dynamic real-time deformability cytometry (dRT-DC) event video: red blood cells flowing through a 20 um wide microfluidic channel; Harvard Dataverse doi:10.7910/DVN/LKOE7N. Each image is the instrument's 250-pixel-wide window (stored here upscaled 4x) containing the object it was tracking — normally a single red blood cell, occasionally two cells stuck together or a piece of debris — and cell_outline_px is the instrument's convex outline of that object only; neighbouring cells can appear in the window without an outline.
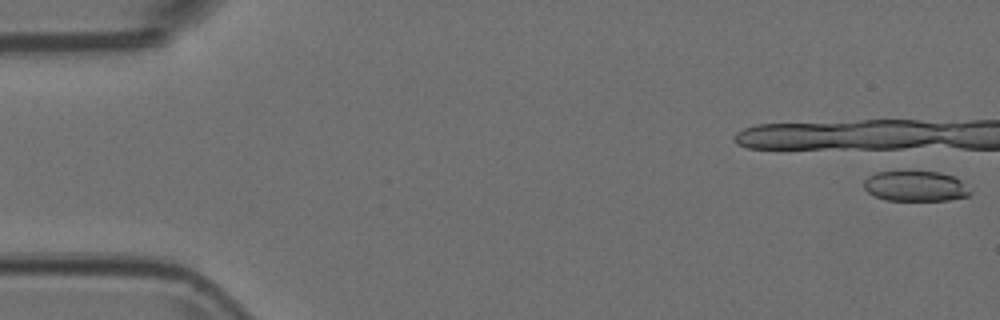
{"species": "Egyptian fruit bat (a non-hibernating species)", "species_latin": "Rousettus aegyptiacus", "temperature_condition": "room temperature", "stored_images_in_passage": 2, "camera_frame_rate_fps": 3000, "um_per_image_px": 0.085, "animal": {"sex": "female"}, "frame": {"image": 1, "passage_image": 1, "time_ms": 0.0, "image_size_px": [1000, 320], "cell_outline_px": [[972, 192], [968, 196], [948, 200], [884, 200], [868, 192], [864, 188], [864, 180], [868, 176], [876, 172], [940, 172], [956, 176]], "centroid_in_image_um": [77.83, 15.82], "position_along_channel_um": 7.2, "area_um2": 18.73}}